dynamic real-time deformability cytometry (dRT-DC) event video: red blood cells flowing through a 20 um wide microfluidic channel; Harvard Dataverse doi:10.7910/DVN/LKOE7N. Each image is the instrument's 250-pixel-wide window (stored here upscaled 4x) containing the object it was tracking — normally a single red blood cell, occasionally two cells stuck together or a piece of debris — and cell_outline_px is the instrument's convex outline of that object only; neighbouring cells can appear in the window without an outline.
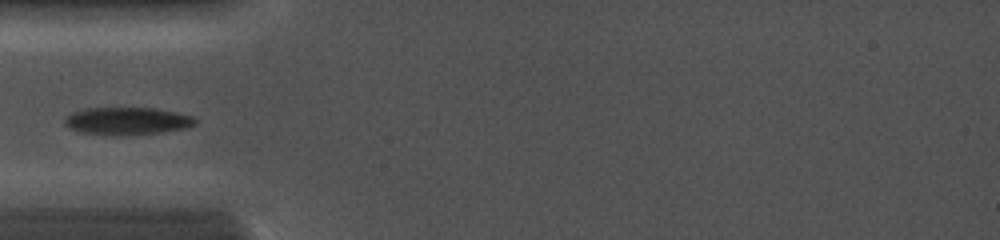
{"species": "common noctule bat (a hibernating species)", "species_latin": "Nyctalus noctula", "temperature_condition": "cold", "stored_images_in_passage": 4, "camera_frame_rate_fps": 5000, "um_per_image_px": 0.085, "animal": {"sex": "female", "body_mass_g": 19.0, "forearm_length_mm": 56.7}, "frame": {"image": 1, "passage_image": 4, "time_ms": 3.6, "image_size_px": [1000, 240], "cell_outline_px": [[196, 124], [184, 128], [160, 132], [120, 136], [112, 136], [84, 132], [72, 128], [64, 124], [64, 116], [72, 112], [88, 108], [156, 108], [176, 112], [192, 116], [196, 120]], "centroid_in_image_um": [10.79, 10.28], "position_along_channel_um": 74.2, "area_um2": 20.87}}